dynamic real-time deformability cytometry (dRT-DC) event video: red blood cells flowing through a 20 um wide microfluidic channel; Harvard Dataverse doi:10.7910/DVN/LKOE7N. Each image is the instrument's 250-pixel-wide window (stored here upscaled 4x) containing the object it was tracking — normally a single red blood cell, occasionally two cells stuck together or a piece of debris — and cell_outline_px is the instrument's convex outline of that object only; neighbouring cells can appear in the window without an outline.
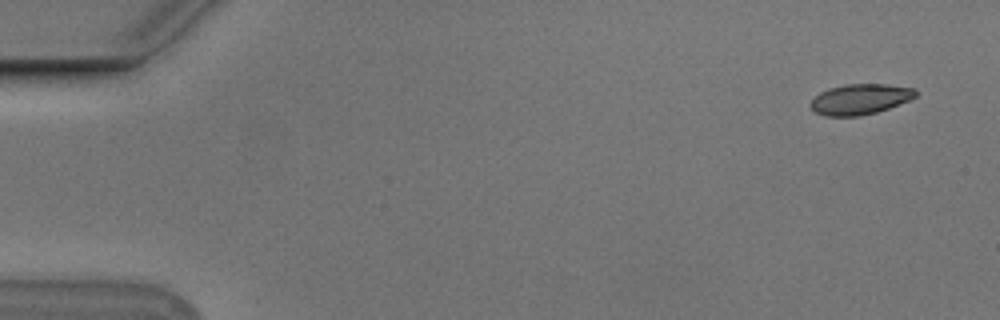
{"species": "Egyptian fruit bat (a non-hibernating species)", "species_latin": "Rousettus aegyptiacus", "temperature_condition": "cold", "stored_images_in_passage": 53, "camera_frame_rate_fps": 3000, "um_per_image_px": 0.085, "animal": {"sex": "male"}, "frame": {"image": 1, "passage_image": 1, "time_ms": 0.0, "image_size_px": [1000, 320], "cell_outline_px": [[916, 96], [908, 100], [888, 108], [876, 112], [860, 116], [824, 116], [816, 112], [808, 104], [820, 92], [828, 88], [844, 84], [888, 84], [916, 88]], "centroid_in_image_um": [73.09, 8.42], "position_along_channel_um": 11.9, "area_um2": 18.67}}
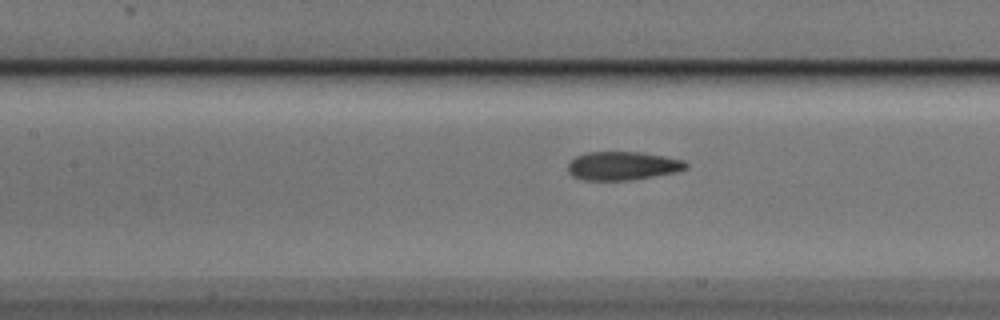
{"frame": {"image": 2, "passage_image": 23, "time_ms": 7.333, "image_size_px": [1000, 320], "cell_outline_px": [[688, 168], [676, 172], [632, 180], [584, 180], [572, 176], [568, 172], [568, 164], [576, 156], [588, 152], [640, 152], [664, 156], [684, 160], [688, 164]], "centroid_in_image_um": [52.93, 14.1], "position_along_channel_um": 154.5, "area_um2": 19.65}}
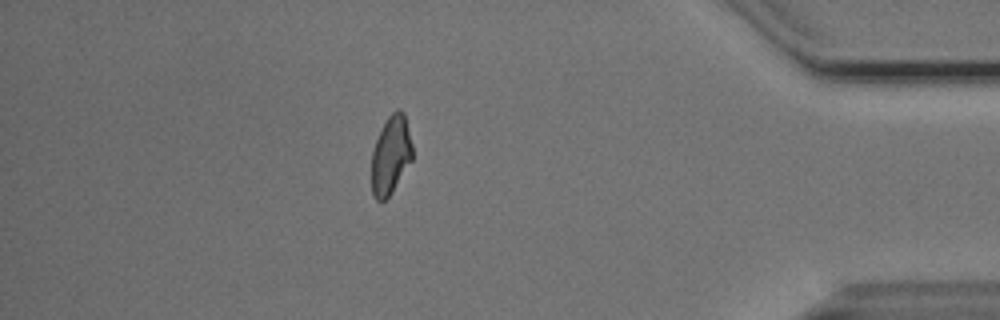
{"frame": {"image": 3, "passage_image": 46, "time_ms": 15.0, "image_size_px": [1000, 320], "cell_outline_px": [[412, 160], [388, 196], [384, 200], [376, 200], [372, 192], [372, 152], [376, 140], [388, 116], [396, 108], [400, 108], [404, 112], [412, 144]], "centroid_in_image_um": [33.22, 13.14], "position_along_channel_um": 402.0, "area_um2": 18.32}, "authors_computed_cell_mechanics": {"area_um2": 19.4208, "velocity_mm_per_s": 3.7539, "shape_relaxation_time_tau1_ms": 9.9695, "shape_relaxation_time_tau2_ms": 2.0274, "deformation_change_tau1": 0.1985, "deformation_change_tau2": 0.0652}}